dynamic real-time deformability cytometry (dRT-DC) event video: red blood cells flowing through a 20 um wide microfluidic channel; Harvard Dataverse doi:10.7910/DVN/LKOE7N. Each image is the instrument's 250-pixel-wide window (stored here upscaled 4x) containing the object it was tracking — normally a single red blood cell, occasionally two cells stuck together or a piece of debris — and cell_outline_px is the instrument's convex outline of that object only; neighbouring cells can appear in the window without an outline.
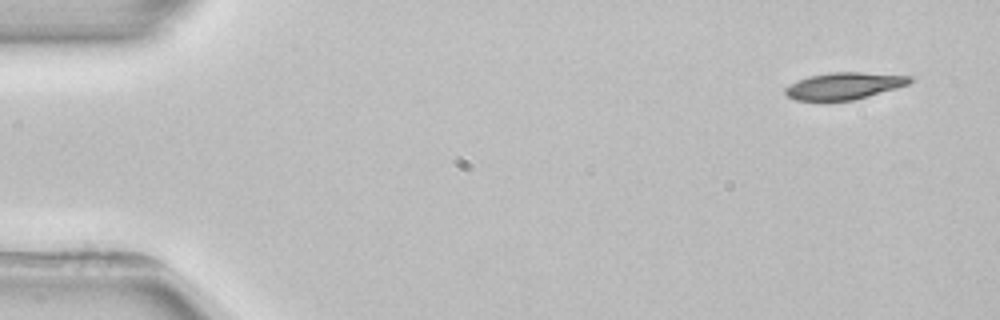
{"species": "common noctule bat (a hibernating species)", "species_latin": "Nyctalus noctula", "temperature_condition": "room temperature", "stored_images_in_passage": 4, "camera_frame_rate_fps": 3000, "um_per_image_px": 0.085, "animal": {"sex": "female", "body_mass_g": 22.7, "forearm_length_mm": 54.2}, "frame": {"image": 1, "passage_image": 1, "time_ms": 0.0, "image_size_px": [1000, 320], "cell_outline_px": [[912, 80], [908, 84], [896, 88], [868, 96], [852, 100], [796, 100], [788, 96], [784, 92], [784, 88], [788, 84], [808, 76], [832, 72], [860, 72], [912, 76]], "centroid_in_image_um": [71.72, 7.29], "position_along_channel_um": 13.3, "area_um2": 19.36}}
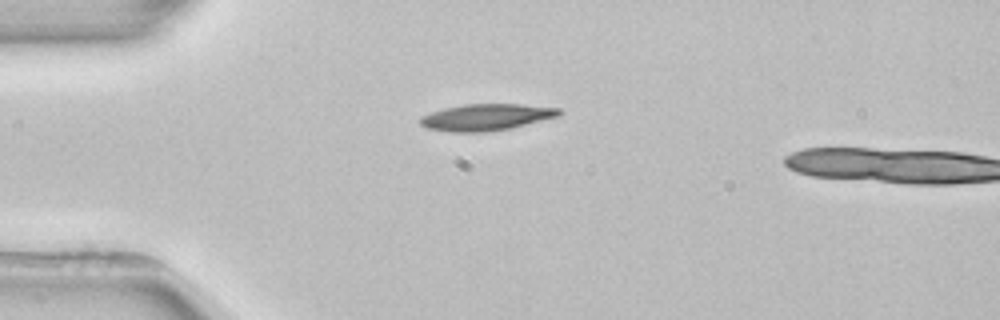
{"frame": {"image": 2, "passage_image": 3, "time_ms": 3.333, "image_size_px": [1000, 320], "cell_outline_px": [[564, 112], [560, 116], [508, 128], [488, 132], [448, 132], [428, 128], [420, 124], [420, 116], [444, 108], [464, 104], [520, 104], [560, 108]], "centroid_in_image_um": [41.34, 9.96], "position_along_channel_um": 43.7, "area_um2": 21.5}}